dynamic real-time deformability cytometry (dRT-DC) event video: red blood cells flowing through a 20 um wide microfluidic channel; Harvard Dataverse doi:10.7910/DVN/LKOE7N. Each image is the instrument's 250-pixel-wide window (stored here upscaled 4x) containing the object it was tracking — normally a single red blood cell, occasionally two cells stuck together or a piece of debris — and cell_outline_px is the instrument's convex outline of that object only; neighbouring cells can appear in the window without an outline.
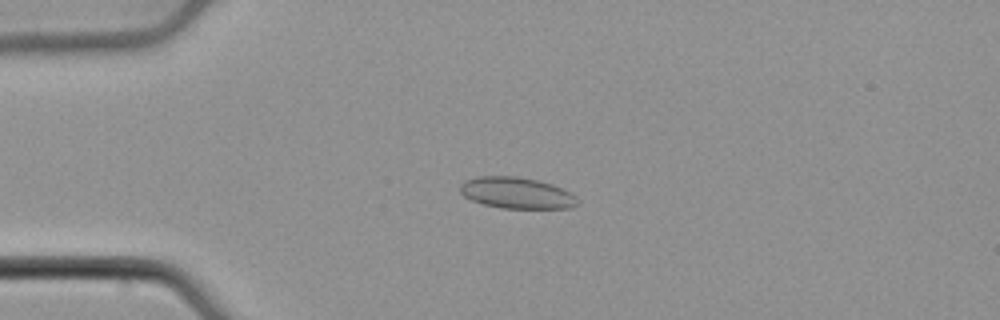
{"species": "common noctule bat (a hibernating species)", "species_latin": "Nyctalus noctula", "temperature_condition": "cold", "stored_images_in_passage": 53, "camera_frame_rate_fps": 3000, "um_per_image_px": 0.085, "animal": {"sex": "male", "body_mass_g": 21.5, "forearm_length_mm": 52.0}, "frame": {"image": 1, "passage_image": 13, "time_ms": 4.0, "image_size_px": [1000, 320], "cell_outline_px": [[576, 204], [572, 208], [500, 208], [484, 204], [472, 200], [464, 196], [460, 192], [460, 184], [464, 180], [476, 176], [516, 176], [536, 180], [552, 184], [572, 192], [576, 200]], "centroid_in_image_um": [43.88, 16.39], "position_along_channel_um": 41.1, "area_um2": 21.39}}
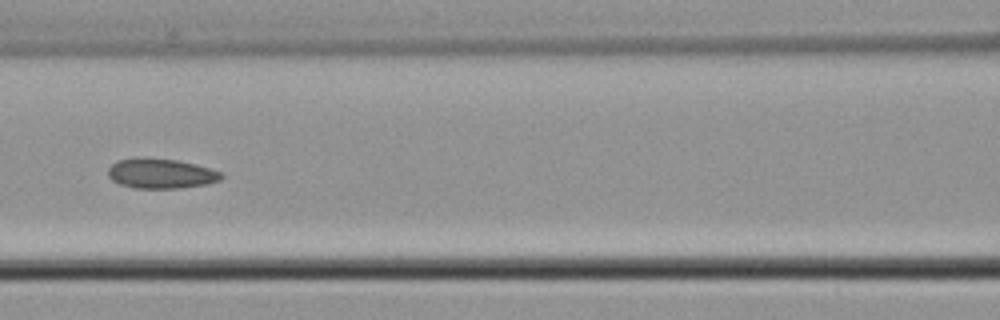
{"frame": {"image": 2, "passage_image": 24, "time_ms": 7.667, "image_size_px": [1000, 320], "cell_outline_px": [[224, 176], [220, 180], [208, 184], [180, 188], [136, 188], [120, 184], [112, 180], [108, 176], [108, 168], [116, 160], [136, 156], [176, 160], [208, 168], [220, 172]], "centroid_in_image_um": [13.63, 14.74], "position_along_channel_um": 153.0, "area_um2": 19.83}}
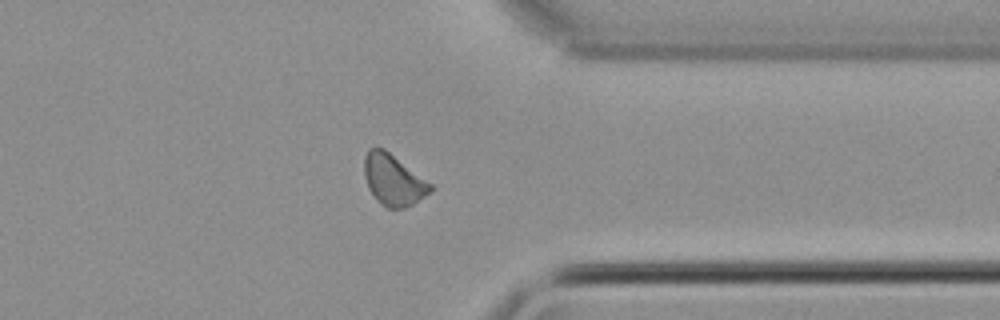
{"frame": {"image": 3, "passage_image": 42, "time_ms": 13.667, "image_size_px": [1000, 320], "cell_outline_px": [[432, 192], [412, 204], [404, 208], [388, 208], [376, 200], [368, 188], [364, 176], [364, 156], [368, 148], [384, 148], [432, 184]], "centroid_in_image_um": [33.42, 15.29], "position_along_channel_um": 378.0, "area_um2": 19.65}}